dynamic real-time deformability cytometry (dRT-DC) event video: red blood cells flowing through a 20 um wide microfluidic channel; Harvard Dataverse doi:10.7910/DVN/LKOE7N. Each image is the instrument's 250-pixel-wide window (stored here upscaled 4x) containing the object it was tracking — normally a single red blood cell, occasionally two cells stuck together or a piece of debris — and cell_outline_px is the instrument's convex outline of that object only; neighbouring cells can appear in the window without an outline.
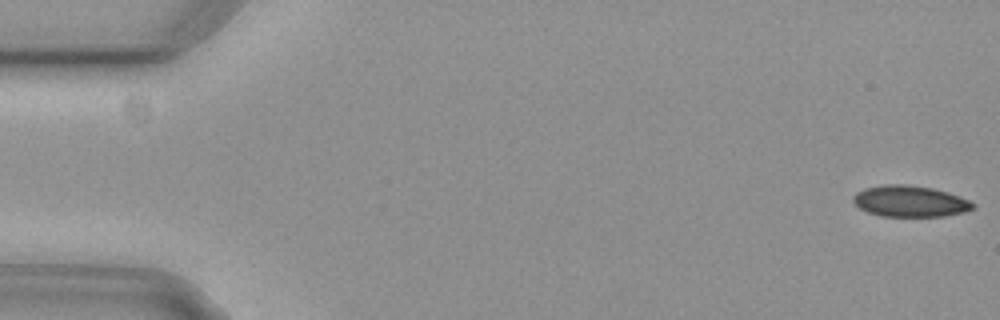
{"species": "common noctule bat (a hibernating species)", "species_latin": "Nyctalus noctula", "temperature_condition": "cold", "stored_images_in_passage": 5, "camera_frame_rate_fps": 3000, "um_per_image_px": 0.085, "animal": {"sex": "female", "body_mass_g": 29.2, "forearm_length_mm": 56.3}, "frame": {"image": 1, "passage_image": 1, "time_ms": 0.0, "image_size_px": [1000, 320], "cell_outline_px": [[976, 208], [964, 212], [944, 216], [880, 216], [868, 212], [860, 208], [852, 200], [852, 196], [856, 192], [864, 188], [884, 184], [908, 184], [932, 188], [948, 192], [960, 196], [976, 204]], "centroid_in_image_um": [77.36, 17.1], "position_along_channel_um": 7.6, "area_um2": 21.96}}
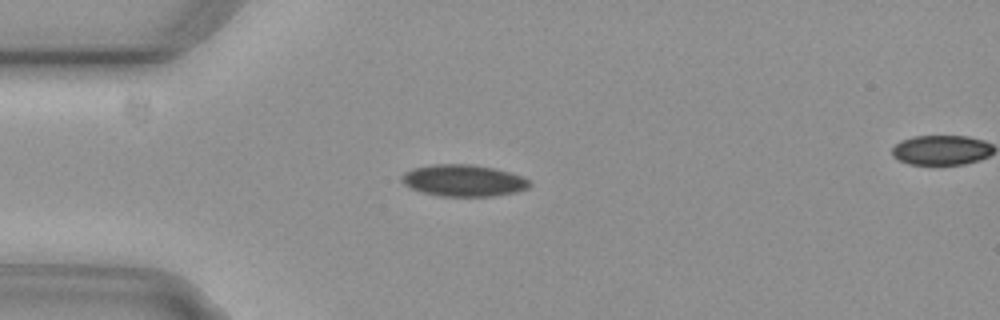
{"frame": {"image": 2, "passage_image": 4, "time_ms": 1.0, "image_size_px": [1000, 320], "cell_outline_px": [[532, 184], [528, 188], [516, 192], [492, 196], [440, 196], [420, 192], [404, 184], [400, 180], [400, 176], [404, 172], [412, 168], [432, 164], [472, 164], [496, 168], [524, 176]], "centroid_in_image_um": [39.39, 15.33], "position_along_channel_um": 45.6, "area_um2": 23.93}}